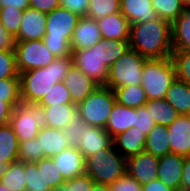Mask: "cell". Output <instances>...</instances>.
Segmentation results:
<instances>
[{"label":"cell","mask_w":190,"mask_h":191,"mask_svg":"<svg viewBox=\"0 0 190 191\" xmlns=\"http://www.w3.org/2000/svg\"><path fill=\"white\" fill-rule=\"evenodd\" d=\"M130 48L148 59L171 57V23L157 18L130 25Z\"/></svg>","instance_id":"1"},{"label":"cell","mask_w":190,"mask_h":191,"mask_svg":"<svg viewBox=\"0 0 190 191\" xmlns=\"http://www.w3.org/2000/svg\"><path fill=\"white\" fill-rule=\"evenodd\" d=\"M72 65V56L56 57L44 68L20 73L21 103H38L56 83L64 81Z\"/></svg>","instance_id":"2"},{"label":"cell","mask_w":190,"mask_h":191,"mask_svg":"<svg viewBox=\"0 0 190 191\" xmlns=\"http://www.w3.org/2000/svg\"><path fill=\"white\" fill-rule=\"evenodd\" d=\"M79 19L77 14L62 7L47 13L43 42L55 57L72 55L70 41Z\"/></svg>","instance_id":"3"},{"label":"cell","mask_w":190,"mask_h":191,"mask_svg":"<svg viewBox=\"0 0 190 191\" xmlns=\"http://www.w3.org/2000/svg\"><path fill=\"white\" fill-rule=\"evenodd\" d=\"M85 173L96 184L111 185L126 173V158L112 142L107 148L85 158Z\"/></svg>","instance_id":"4"},{"label":"cell","mask_w":190,"mask_h":191,"mask_svg":"<svg viewBox=\"0 0 190 191\" xmlns=\"http://www.w3.org/2000/svg\"><path fill=\"white\" fill-rule=\"evenodd\" d=\"M175 79V67L171 57L147 59L143 67L141 86L148 100L162 99Z\"/></svg>","instance_id":"5"},{"label":"cell","mask_w":190,"mask_h":191,"mask_svg":"<svg viewBox=\"0 0 190 191\" xmlns=\"http://www.w3.org/2000/svg\"><path fill=\"white\" fill-rule=\"evenodd\" d=\"M115 103L114 91L105 85H99L86 99L76 106L80 117L90 126L105 129Z\"/></svg>","instance_id":"6"},{"label":"cell","mask_w":190,"mask_h":191,"mask_svg":"<svg viewBox=\"0 0 190 191\" xmlns=\"http://www.w3.org/2000/svg\"><path fill=\"white\" fill-rule=\"evenodd\" d=\"M148 58L129 48L109 69L106 85L114 90L124 86L141 85L143 67Z\"/></svg>","instance_id":"7"},{"label":"cell","mask_w":190,"mask_h":191,"mask_svg":"<svg viewBox=\"0 0 190 191\" xmlns=\"http://www.w3.org/2000/svg\"><path fill=\"white\" fill-rule=\"evenodd\" d=\"M9 124L19 142L37 137L40 129L47 126L45 112L37 103H21L14 107Z\"/></svg>","instance_id":"8"},{"label":"cell","mask_w":190,"mask_h":191,"mask_svg":"<svg viewBox=\"0 0 190 191\" xmlns=\"http://www.w3.org/2000/svg\"><path fill=\"white\" fill-rule=\"evenodd\" d=\"M14 51L19 74L44 68L56 58L45 46L43 40L16 42Z\"/></svg>","instance_id":"9"},{"label":"cell","mask_w":190,"mask_h":191,"mask_svg":"<svg viewBox=\"0 0 190 191\" xmlns=\"http://www.w3.org/2000/svg\"><path fill=\"white\" fill-rule=\"evenodd\" d=\"M73 64L83 74L89 76L96 84L106 85L108 78V67L101 62L98 56V46L72 51Z\"/></svg>","instance_id":"10"},{"label":"cell","mask_w":190,"mask_h":191,"mask_svg":"<svg viewBox=\"0 0 190 191\" xmlns=\"http://www.w3.org/2000/svg\"><path fill=\"white\" fill-rule=\"evenodd\" d=\"M159 157L146 151L126 159V172L140 185L158 179Z\"/></svg>","instance_id":"11"},{"label":"cell","mask_w":190,"mask_h":191,"mask_svg":"<svg viewBox=\"0 0 190 191\" xmlns=\"http://www.w3.org/2000/svg\"><path fill=\"white\" fill-rule=\"evenodd\" d=\"M47 14L33 8L23 11L22 22L15 42L43 40L46 34Z\"/></svg>","instance_id":"12"},{"label":"cell","mask_w":190,"mask_h":191,"mask_svg":"<svg viewBox=\"0 0 190 191\" xmlns=\"http://www.w3.org/2000/svg\"><path fill=\"white\" fill-rule=\"evenodd\" d=\"M167 130L171 153L190 156V115H179Z\"/></svg>","instance_id":"13"},{"label":"cell","mask_w":190,"mask_h":191,"mask_svg":"<svg viewBox=\"0 0 190 191\" xmlns=\"http://www.w3.org/2000/svg\"><path fill=\"white\" fill-rule=\"evenodd\" d=\"M19 104L20 78L0 79V126L9 124L13 109Z\"/></svg>","instance_id":"14"},{"label":"cell","mask_w":190,"mask_h":191,"mask_svg":"<svg viewBox=\"0 0 190 191\" xmlns=\"http://www.w3.org/2000/svg\"><path fill=\"white\" fill-rule=\"evenodd\" d=\"M184 156L169 153L159 157L158 179L166 186L180 191Z\"/></svg>","instance_id":"15"},{"label":"cell","mask_w":190,"mask_h":191,"mask_svg":"<svg viewBox=\"0 0 190 191\" xmlns=\"http://www.w3.org/2000/svg\"><path fill=\"white\" fill-rule=\"evenodd\" d=\"M102 39L97 21L91 18L80 17L70 41L72 51L93 47Z\"/></svg>","instance_id":"16"},{"label":"cell","mask_w":190,"mask_h":191,"mask_svg":"<svg viewBox=\"0 0 190 191\" xmlns=\"http://www.w3.org/2000/svg\"><path fill=\"white\" fill-rule=\"evenodd\" d=\"M63 83L70 92L73 103L76 105L86 99L99 86L89 76L83 74L74 64L65 76Z\"/></svg>","instance_id":"17"},{"label":"cell","mask_w":190,"mask_h":191,"mask_svg":"<svg viewBox=\"0 0 190 191\" xmlns=\"http://www.w3.org/2000/svg\"><path fill=\"white\" fill-rule=\"evenodd\" d=\"M65 180L85 174V158L76 147H67L52 157Z\"/></svg>","instance_id":"18"},{"label":"cell","mask_w":190,"mask_h":191,"mask_svg":"<svg viewBox=\"0 0 190 191\" xmlns=\"http://www.w3.org/2000/svg\"><path fill=\"white\" fill-rule=\"evenodd\" d=\"M40 146V160L53 157L69 147L65 130L42 127L37 135Z\"/></svg>","instance_id":"19"},{"label":"cell","mask_w":190,"mask_h":191,"mask_svg":"<svg viewBox=\"0 0 190 191\" xmlns=\"http://www.w3.org/2000/svg\"><path fill=\"white\" fill-rule=\"evenodd\" d=\"M102 39L129 41L130 39V23L119 13L109 14L108 16L96 20Z\"/></svg>","instance_id":"20"},{"label":"cell","mask_w":190,"mask_h":191,"mask_svg":"<svg viewBox=\"0 0 190 191\" xmlns=\"http://www.w3.org/2000/svg\"><path fill=\"white\" fill-rule=\"evenodd\" d=\"M147 135L132 127L113 138L115 149L124 157L129 158L144 151Z\"/></svg>","instance_id":"21"},{"label":"cell","mask_w":190,"mask_h":191,"mask_svg":"<svg viewBox=\"0 0 190 191\" xmlns=\"http://www.w3.org/2000/svg\"><path fill=\"white\" fill-rule=\"evenodd\" d=\"M110 134L103 128L90 126L84 131L77 149L83 154L84 158L107 148L112 143Z\"/></svg>","instance_id":"22"},{"label":"cell","mask_w":190,"mask_h":191,"mask_svg":"<svg viewBox=\"0 0 190 191\" xmlns=\"http://www.w3.org/2000/svg\"><path fill=\"white\" fill-rule=\"evenodd\" d=\"M120 12L130 25L158 18L152 7V0H121Z\"/></svg>","instance_id":"23"},{"label":"cell","mask_w":190,"mask_h":191,"mask_svg":"<svg viewBox=\"0 0 190 191\" xmlns=\"http://www.w3.org/2000/svg\"><path fill=\"white\" fill-rule=\"evenodd\" d=\"M134 120L135 108H128L116 102L108 117L105 130L113 139L117 135L134 127Z\"/></svg>","instance_id":"24"},{"label":"cell","mask_w":190,"mask_h":191,"mask_svg":"<svg viewBox=\"0 0 190 191\" xmlns=\"http://www.w3.org/2000/svg\"><path fill=\"white\" fill-rule=\"evenodd\" d=\"M165 100L179 115H190V85L175 79L170 85Z\"/></svg>","instance_id":"25"},{"label":"cell","mask_w":190,"mask_h":191,"mask_svg":"<svg viewBox=\"0 0 190 191\" xmlns=\"http://www.w3.org/2000/svg\"><path fill=\"white\" fill-rule=\"evenodd\" d=\"M19 141L10 124L0 126V162L6 165L18 160Z\"/></svg>","instance_id":"26"},{"label":"cell","mask_w":190,"mask_h":191,"mask_svg":"<svg viewBox=\"0 0 190 191\" xmlns=\"http://www.w3.org/2000/svg\"><path fill=\"white\" fill-rule=\"evenodd\" d=\"M47 120V126L65 130L70 119L77 112L76 104H61L54 106H42Z\"/></svg>","instance_id":"27"},{"label":"cell","mask_w":190,"mask_h":191,"mask_svg":"<svg viewBox=\"0 0 190 191\" xmlns=\"http://www.w3.org/2000/svg\"><path fill=\"white\" fill-rule=\"evenodd\" d=\"M173 50H190V8L171 24Z\"/></svg>","instance_id":"28"},{"label":"cell","mask_w":190,"mask_h":191,"mask_svg":"<svg viewBox=\"0 0 190 191\" xmlns=\"http://www.w3.org/2000/svg\"><path fill=\"white\" fill-rule=\"evenodd\" d=\"M98 56L110 68L130 48L129 41L101 39L96 43Z\"/></svg>","instance_id":"29"},{"label":"cell","mask_w":190,"mask_h":191,"mask_svg":"<svg viewBox=\"0 0 190 191\" xmlns=\"http://www.w3.org/2000/svg\"><path fill=\"white\" fill-rule=\"evenodd\" d=\"M144 151L157 157L171 153L166 126L157 124L154 126L146 137Z\"/></svg>","instance_id":"30"},{"label":"cell","mask_w":190,"mask_h":191,"mask_svg":"<svg viewBox=\"0 0 190 191\" xmlns=\"http://www.w3.org/2000/svg\"><path fill=\"white\" fill-rule=\"evenodd\" d=\"M149 110L155 124L168 127L179 113L172 107L165 98L148 100L144 105Z\"/></svg>","instance_id":"31"},{"label":"cell","mask_w":190,"mask_h":191,"mask_svg":"<svg viewBox=\"0 0 190 191\" xmlns=\"http://www.w3.org/2000/svg\"><path fill=\"white\" fill-rule=\"evenodd\" d=\"M116 102L128 108L143 107L148 98L141 85L124 86L113 90Z\"/></svg>","instance_id":"32"},{"label":"cell","mask_w":190,"mask_h":191,"mask_svg":"<svg viewBox=\"0 0 190 191\" xmlns=\"http://www.w3.org/2000/svg\"><path fill=\"white\" fill-rule=\"evenodd\" d=\"M35 163L43 178V191H51L66 182L53 158H42Z\"/></svg>","instance_id":"33"},{"label":"cell","mask_w":190,"mask_h":191,"mask_svg":"<svg viewBox=\"0 0 190 191\" xmlns=\"http://www.w3.org/2000/svg\"><path fill=\"white\" fill-rule=\"evenodd\" d=\"M24 175V162L17 160L7 166L6 172L0 179V182L7 190L27 191Z\"/></svg>","instance_id":"34"},{"label":"cell","mask_w":190,"mask_h":191,"mask_svg":"<svg viewBox=\"0 0 190 191\" xmlns=\"http://www.w3.org/2000/svg\"><path fill=\"white\" fill-rule=\"evenodd\" d=\"M157 16L171 24L185 11L181 0H152Z\"/></svg>","instance_id":"35"},{"label":"cell","mask_w":190,"mask_h":191,"mask_svg":"<svg viewBox=\"0 0 190 191\" xmlns=\"http://www.w3.org/2000/svg\"><path fill=\"white\" fill-rule=\"evenodd\" d=\"M89 3L87 17L94 20L119 13L121 10V0H90Z\"/></svg>","instance_id":"36"},{"label":"cell","mask_w":190,"mask_h":191,"mask_svg":"<svg viewBox=\"0 0 190 191\" xmlns=\"http://www.w3.org/2000/svg\"><path fill=\"white\" fill-rule=\"evenodd\" d=\"M171 60L175 67L176 79L190 85V50H173Z\"/></svg>","instance_id":"37"},{"label":"cell","mask_w":190,"mask_h":191,"mask_svg":"<svg viewBox=\"0 0 190 191\" xmlns=\"http://www.w3.org/2000/svg\"><path fill=\"white\" fill-rule=\"evenodd\" d=\"M37 104L40 106H54L74 103L65 84L63 82H58Z\"/></svg>","instance_id":"38"},{"label":"cell","mask_w":190,"mask_h":191,"mask_svg":"<svg viewBox=\"0 0 190 191\" xmlns=\"http://www.w3.org/2000/svg\"><path fill=\"white\" fill-rule=\"evenodd\" d=\"M89 127L90 125L80 117L78 112L73 114L70 123L65 128L68 145L77 148L82 134H84V131H87Z\"/></svg>","instance_id":"39"},{"label":"cell","mask_w":190,"mask_h":191,"mask_svg":"<svg viewBox=\"0 0 190 191\" xmlns=\"http://www.w3.org/2000/svg\"><path fill=\"white\" fill-rule=\"evenodd\" d=\"M23 10L16 8H0L2 26L15 38L22 22Z\"/></svg>","instance_id":"40"},{"label":"cell","mask_w":190,"mask_h":191,"mask_svg":"<svg viewBox=\"0 0 190 191\" xmlns=\"http://www.w3.org/2000/svg\"><path fill=\"white\" fill-rule=\"evenodd\" d=\"M20 78L15 51L0 50V79Z\"/></svg>","instance_id":"41"},{"label":"cell","mask_w":190,"mask_h":191,"mask_svg":"<svg viewBox=\"0 0 190 191\" xmlns=\"http://www.w3.org/2000/svg\"><path fill=\"white\" fill-rule=\"evenodd\" d=\"M18 160L22 162H37L40 160V146L36 137L19 142Z\"/></svg>","instance_id":"42"},{"label":"cell","mask_w":190,"mask_h":191,"mask_svg":"<svg viewBox=\"0 0 190 191\" xmlns=\"http://www.w3.org/2000/svg\"><path fill=\"white\" fill-rule=\"evenodd\" d=\"M27 191H43V178L35 162H24Z\"/></svg>","instance_id":"43"},{"label":"cell","mask_w":190,"mask_h":191,"mask_svg":"<svg viewBox=\"0 0 190 191\" xmlns=\"http://www.w3.org/2000/svg\"><path fill=\"white\" fill-rule=\"evenodd\" d=\"M155 125L149 110L145 106L135 109L134 127L139 129V131L148 135Z\"/></svg>","instance_id":"44"},{"label":"cell","mask_w":190,"mask_h":191,"mask_svg":"<svg viewBox=\"0 0 190 191\" xmlns=\"http://www.w3.org/2000/svg\"><path fill=\"white\" fill-rule=\"evenodd\" d=\"M109 188L110 191H142V185L127 172L113 184L109 185Z\"/></svg>","instance_id":"45"},{"label":"cell","mask_w":190,"mask_h":191,"mask_svg":"<svg viewBox=\"0 0 190 191\" xmlns=\"http://www.w3.org/2000/svg\"><path fill=\"white\" fill-rule=\"evenodd\" d=\"M65 184L69 187L70 191H91L95 182L88 174L85 173L66 180Z\"/></svg>","instance_id":"46"},{"label":"cell","mask_w":190,"mask_h":191,"mask_svg":"<svg viewBox=\"0 0 190 191\" xmlns=\"http://www.w3.org/2000/svg\"><path fill=\"white\" fill-rule=\"evenodd\" d=\"M90 0H60V7L74 12L79 17L87 16Z\"/></svg>","instance_id":"47"},{"label":"cell","mask_w":190,"mask_h":191,"mask_svg":"<svg viewBox=\"0 0 190 191\" xmlns=\"http://www.w3.org/2000/svg\"><path fill=\"white\" fill-rule=\"evenodd\" d=\"M59 7L60 0H29V8L36 9L46 14Z\"/></svg>","instance_id":"48"},{"label":"cell","mask_w":190,"mask_h":191,"mask_svg":"<svg viewBox=\"0 0 190 191\" xmlns=\"http://www.w3.org/2000/svg\"><path fill=\"white\" fill-rule=\"evenodd\" d=\"M15 38L2 26L0 22V50L14 51Z\"/></svg>","instance_id":"49"},{"label":"cell","mask_w":190,"mask_h":191,"mask_svg":"<svg viewBox=\"0 0 190 191\" xmlns=\"http://www.w3.org/2000/svg\"><path fill=\"white\" fill-rule=\"evenodd\" d=\"M190 190V156L184 157L180 191Z\"/></svg>","instance_id":"50"},{"label":"cell","mask_w":190,"mask_h":191,"mask_svg":"<svg viewBox=\"0 0 190 191\" xmlns=\"http://www.w3.org/2000/svg\"><path fill=\"white\" fill-rule=\"evenodd\" d=\"M0 8H16L24 11L29 8V0H0Z\"/></svg>","instance_id":"51"},{"label":"cell","mask_w":190,"mask_h":191,"mask_svg":"<svg viewBox=\"0 0 190 191\" xmlns=\"http://www.w3.org/2000/svg\"><path fill=\"white\" fill-rule=\"evenodd\" d=\"M142 191H175V190L166 186L159 179H156L150 181L147 184L142 185Z\"/></svg>","instance_id":"52"},{"label":"cell","mask_w":190,"mask_h":191,"mask_svg":"<svg viewBox=\"0 0 190 191\" xmlns=\"http://www.w3.org/2000/svg\"><path fill=\"white\" fill-rule=\"evenodd\" d=\"M91 191H110L109 185L94 184Z\"/></svg>","instance_id":"53"},{"label":"cell","mask_w":190,"mask_h":191,"mask_svg":"<svg viewBox=\"0 0 190 191\" xmlns=\"http://www.w3.org/2000/svg\"><path fill=\"white\" fill-rule=\"evenodd\" d=\"M51 191H70L69 187L64 183L60 186L53 188Z\"/></svg>","instance_id":"54"},{"label":"cell","mask_w":190,"mask_h":191,"mask_svg":"<svg viewBox=\"0 0 190 191\" xmlns=\"http://www.w3.org/2000/svg\"><path fill=\"white\" fill-rule=\"evenodd\" d=\"M7 166L5 163L0 162V179L3 177V175L6 172Z\"/></svg>","instance_id":"55"},{"label":"cell","mask_w":190,"mask_h":191,"mask_svg":"<svg viewBox=\"0 0 190 191\" xmlns=\"http://www.w3.org/2000/svg\"><path fill=\"white\" fill-rule=\"evenodd\" d=\"M181 3L185 10L190 8V0H181Z\"/></svg>","instance_id":"56"},{"label":"cell","mask_w":190,"mask_h":191,"mask_svg":"<svg viewBox=\"0 0 190 191\" xmlns=\"http://www.w3.org/2000/svg\"><path fill=\"white\" fill-rule=\"evenodd\" d=\"M0 191H10V190H7L6 187L0 182Z\"/></svg>","instance_id":"57"}]
</instances>
